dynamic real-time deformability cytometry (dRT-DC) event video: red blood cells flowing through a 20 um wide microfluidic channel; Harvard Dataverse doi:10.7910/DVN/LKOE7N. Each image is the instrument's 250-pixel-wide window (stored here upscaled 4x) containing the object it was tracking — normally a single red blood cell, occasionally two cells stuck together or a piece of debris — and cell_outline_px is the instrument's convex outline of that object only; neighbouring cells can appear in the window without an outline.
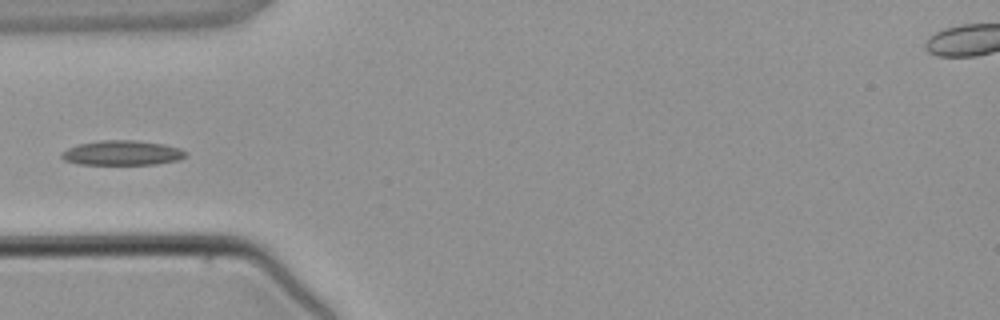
{"species": "common noctule bat (a hibernating species)", "species_latin": "Nyctalus noctula", "temperature_condition": "warm", "stored_images_in_passage": 4, "segment_of_instrument_passage": [2, 2], "camera_frame_rate_fps": 3000, "um_per_image_px": 0.085, "animal": {"sex": "male", "body_mass_g": 21.5, "forearm_length_mm": 52.0}, "frame": {"image": 1, "passage_image": 4, "time_ms": 3.667, "image_size_px": [1000, 320], "cell_outline_px": [[188, 156], [180, 160], [156, 164], [80, 164], [64, 160], [60, 156], [60, 152], [76, 144], [100, 140], [136, 140], [164, 144], [180, 148], [188, 152]], "centroid_in_image_um": [10.41, 12.99], "position_along_channel_um": 74.6, "area_um2": 18.15}}